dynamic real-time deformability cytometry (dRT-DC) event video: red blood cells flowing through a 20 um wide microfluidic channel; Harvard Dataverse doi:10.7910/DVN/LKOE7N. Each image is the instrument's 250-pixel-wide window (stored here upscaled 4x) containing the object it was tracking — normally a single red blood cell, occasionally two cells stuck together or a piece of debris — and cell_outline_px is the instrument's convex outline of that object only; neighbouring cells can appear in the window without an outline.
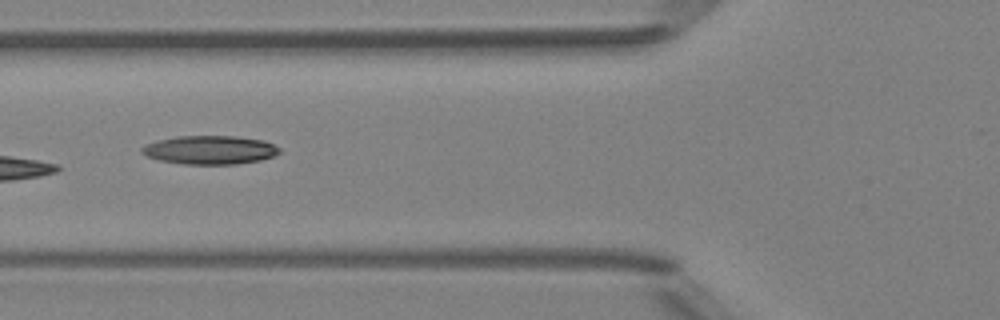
{"species": "Egyptian fruit bat (a non-hibernating species)", "species_latin": "Rousettus aegyptiacus", "temperature_condition": "room temperature", "stored_images_in_passage": 7, "camera_frame_rate_fps": 3000, "um_per_image_px": 0.085, "animal": {"sex": "female"}, "frame": {"image": 1, "passage_image": 7, "time_ms": 6.667, "image_size_px": [1000, 320], "cell_outline_px": [[280, 152], [272, 156], [260, 160], [236, 164], [184, 164], [160, 160], [148, 156], [140, 152], [140, 148], [148, 144], [160, 140], [176, 136], [232, 136], [264, 140], [280, 148]], "centroid_in_image_um": [17.85, 12.74], "position_along_channel_um": 108.0, "area_um2": 22.72}}